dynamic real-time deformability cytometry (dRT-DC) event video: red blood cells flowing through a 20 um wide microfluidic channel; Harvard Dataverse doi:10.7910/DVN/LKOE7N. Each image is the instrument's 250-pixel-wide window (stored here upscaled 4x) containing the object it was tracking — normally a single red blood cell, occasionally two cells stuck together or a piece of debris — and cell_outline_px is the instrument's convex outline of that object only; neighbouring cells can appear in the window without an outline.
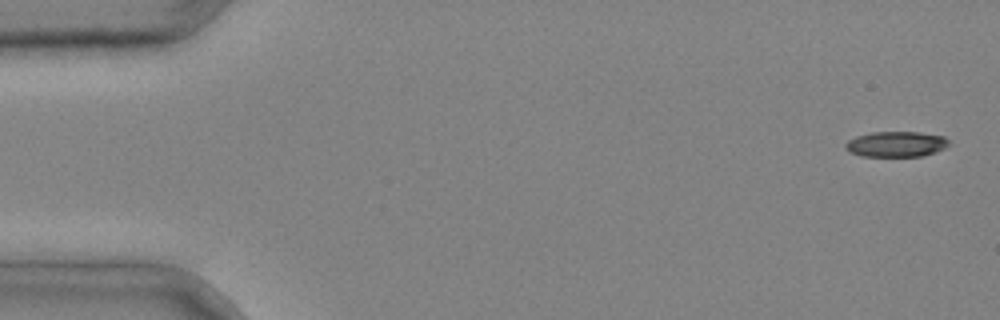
{"species": "common noctule bat (a hibernating species)", "species_latin": "Nyctalus noctula", "temperature_condition": "cold", "stored_images_in_passage": 5, "segment_of_instrument_passage": [1, 2], "camera_frame_rate_fps": 3000, "um_per_image_px": 0.085, "animal": {"sex": "male", "body_mass_g": 20.4}, "frame": {"image": 1, "passage_image": 1, "time_ms": 0.0, "image_size_px": [1000, 320], "cell_outline_px": [[948, 144], [944, 148], [936, 152], [920, 156], [860, 156], [848, 152], [844, 148], [844, 144], [848, 140], [856, 136], [872, 132], [920, 132], [944, 136], [948, 140]], "centroid_in_image_um": [76.13, 12.25], "position_along_channel_um": 8.9, "area_um2": 15.43}}
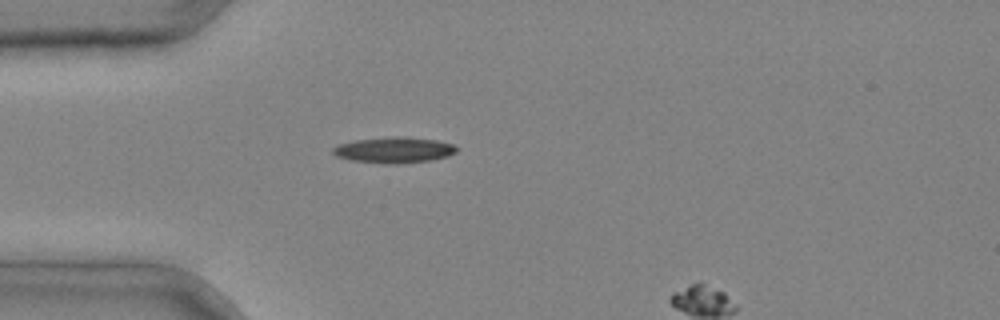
{"frame": {"image": 2, "passage_image": 4, "time_ms": 1.0, "image_size_px": [1000, 320], "cell_outline_px": [[460, 148], [456, 152], [448, 156], [432, 160], [396, 164], [384, 164], [352, 160], [336, 156], [332, 152], [332, 148], [336, 144], [356, 140], [396, 136], [404, 136], [436, 140], [452, 144]], "centroid_in_image_um": [33.5, 12.75], "position_along_channel_um": 51.5, "area_um2": 18.79}}